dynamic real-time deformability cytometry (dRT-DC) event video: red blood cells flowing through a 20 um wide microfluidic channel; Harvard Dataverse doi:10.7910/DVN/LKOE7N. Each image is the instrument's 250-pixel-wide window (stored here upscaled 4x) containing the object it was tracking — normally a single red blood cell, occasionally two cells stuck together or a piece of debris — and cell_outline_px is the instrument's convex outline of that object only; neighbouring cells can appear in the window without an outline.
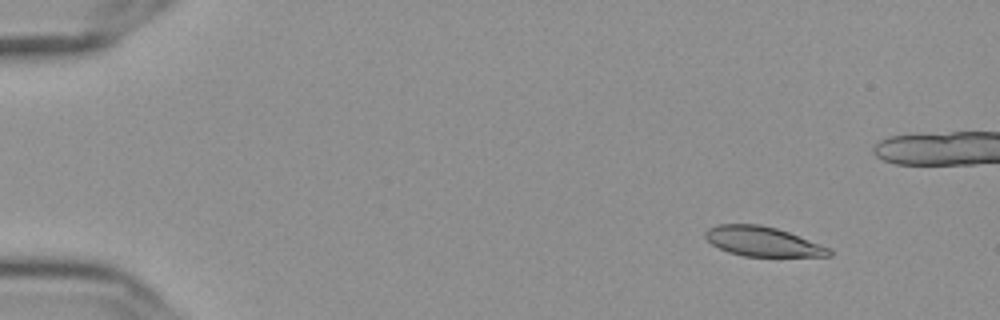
{"species": "Egyptian fruit bat (a non-hibernating species)", "species_latin": "Rousettus aegyptiacus", "temperature_condition": "cold", "stored_images_in_passage": 57, "camera_frame_rate_fps": 3000, "um_per_image_px": 0.085, "frame": {"image": 1, "passage_image": 6, "time_ms": 1.667, "image_size_px": [1000, 320], "cell_outline_px": [[832, 256], [744, 256], [728, 252], [712, 244], [704, 236], [704, 232], [708, 228], [716, 224], [760, 224], [776, 228], [788, 232], [828, 248], [832, 252]], "centroid_in_image_um": [64.76, 20.52], "position_along_channel_um": 20.2, "area_um2": 21.1}}
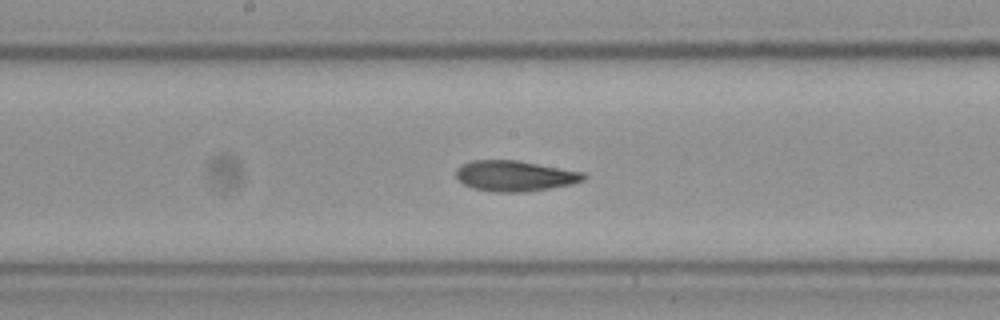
{"frame": {"image": 2, "passage_image": 30, "time_ms": 9.667, "image_size_px": [1000, 320], "cell_outline_px": [[588, 176], [584, 180], [572, 184], [524, 192], [492, 192], [472, 188], [456, 180], [456, 168], [460, 164], [472, 160], [516, 160], [584, 172]], "centroid_in_image_um": [43.72, 14.95], "position_along_channel_um": 204.5, "area_um2": 22.95}}
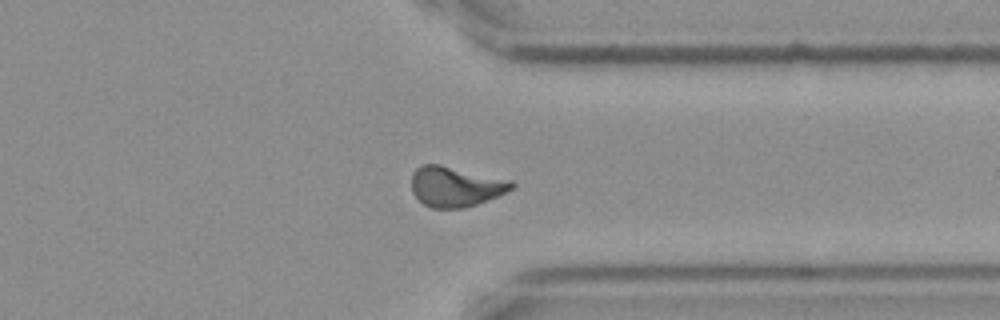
{"frame": {"image": 3, "passage_image": 44, "time_ms": 14.333, "image_size_px": [1000, 320], "cell_outline_px": [[516, 184], [512, 188], [496, 196], [476, 204], [464, 208], [432, 208], [424, 204], [412, 192], [412, 172], [420, 164], [440, 164], [512, 180]], "centroid_in_image_um": [38.69, 15.84], "position_along_channel_um": 372.7, "area_um2": 23.35}, "authors_computed_cell_mechanics": {"area_um2": 22.5998, "velocity_mm_per_s": 3.6246, "shape_relaxation_time_tau1_ms": 8.2521, "shape_relaxation_time_tau2_ms": 3.5717, "deformation_change_tau1": 0.1873, "deformation_change_tau2": 0.0907}}